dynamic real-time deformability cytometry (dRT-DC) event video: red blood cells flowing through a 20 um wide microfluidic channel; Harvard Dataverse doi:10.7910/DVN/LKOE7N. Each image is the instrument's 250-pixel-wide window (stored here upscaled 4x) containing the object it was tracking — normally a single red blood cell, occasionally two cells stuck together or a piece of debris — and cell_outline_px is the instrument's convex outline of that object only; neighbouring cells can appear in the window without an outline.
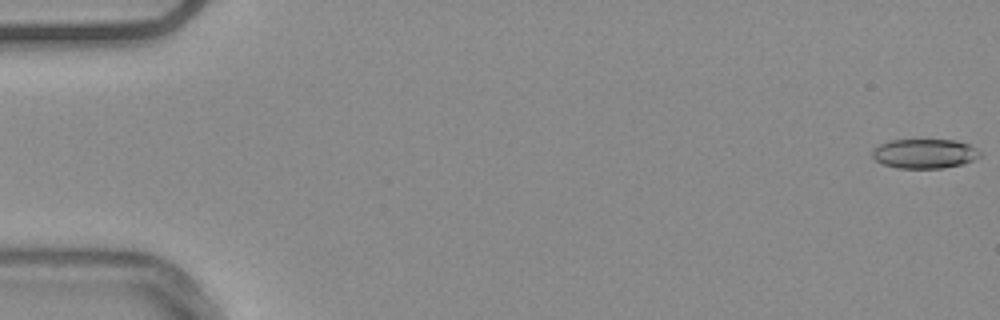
{"species": "common noctule bat (a hibernating species)", "species_latin": "Nyctalus noctula", "temperature_condition": "warm", "stored_images_in_passage": 55, "camera_frame_rate_fps": 3000, "um_per_image_px": 0.085, "animal": {"sex": "male", "body_mass_g": 20.4}, "frame": {"image": 1, "passage_image": 1, "time_ms": 0.0, "image_size_px": [1000, 320], "cell_outline_px": [[984, 152], [980, 156], [964, 164], [940, 168], [896, 168], [884, 164], [876, 160], [872, 156], [872, 148], [880, 144], [892, 140], [956, 140], [968, 144]], "centroid_in_image_um": [78.6, 13.06], "position_along_channel_um": 6.4, "area_um2": 18.55}}
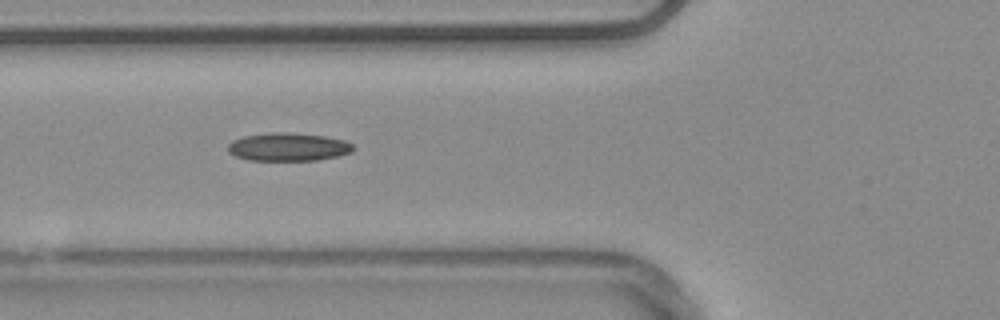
{"frame": {"image": 2, "passage_image": 21, "time_ms": 6.667, "image_size_px": [1000, 320], "cell_outline_px": [[356, 148], [352, 152], [336, 156], [316, 160], [248, 160], [236, 156], [228, 152], [228, 144], [232, 140], [244, 136], [272, 132], [288, 132], [324, 136], [344, 140], [352, 144]], "centroid_in_image_um": [24.49, 12.48], "position_along_channel_um": 101.3, "area_um2": 20.52}}
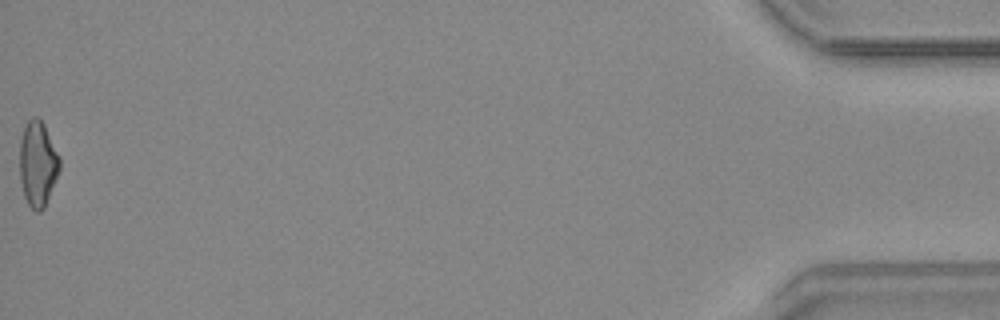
{"frame": {"image": 3, "passage_image": 55, "time_ms": 18.0, "image_size_px": [1000, 320], "cell_outline_px": [[60, 168], [44, 208], [40, 212], [36, 212], [28, 204], [24, 196], [20, 180], [20, 140], [24, 128], [28, 120], [32, 116], [36, 116], [44, 124], [60, 160]], "centroid_in_image_um": [3.19, 13.93], "position_along_channel_um": 432.0, "area_um2": 19.59}, "authors_computed_cell_mechanics": {"area_um2": 19.363, "velocity_mm_per_s": 3.7957, "shape_relaxation_time_tau1_ms": null, "shape_relaxation_time_tau2_ms": 4.6734, "deformation_change_tau1": null, "deformation_change_tau2": 0.1316}}